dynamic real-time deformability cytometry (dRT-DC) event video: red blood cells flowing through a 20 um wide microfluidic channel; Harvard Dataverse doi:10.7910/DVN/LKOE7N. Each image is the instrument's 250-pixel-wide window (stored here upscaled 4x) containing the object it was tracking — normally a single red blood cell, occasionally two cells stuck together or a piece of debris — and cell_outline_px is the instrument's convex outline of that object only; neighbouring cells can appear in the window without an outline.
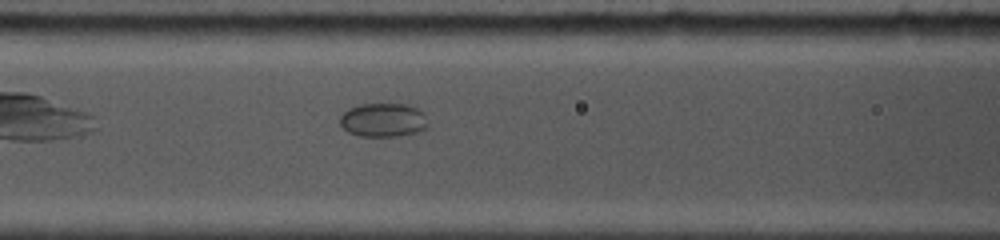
{"species": "common noctule bat (a hibernating species)", "species_latin": "Nyctalus noctula", "temperature_condition": "cold", "stored_images_in_passage": 24, "camera_frame_rate_fps": 5000, "um_per_image_px": 0.085, "animal": {"sex": "female", "body_mass_g": 19.0, "forearm_length_mm": 53.3}, "frame": {"image": 1, "passage_image": 14, "time_ms": 4.4, "image_size_px": [1000, 240], "cell_outline_px": [[428, 128], [420, 132], [396, 136], [360, 136], [348, 132], [340, 124], [340, 116], [348, 108], [360, 104], [408, 104], [424, 112], [428, 124]], "centroid_in_image_um": [32.6, 10.2], "position_along_channel_um": 134.0, "area_um2": 17.51}}
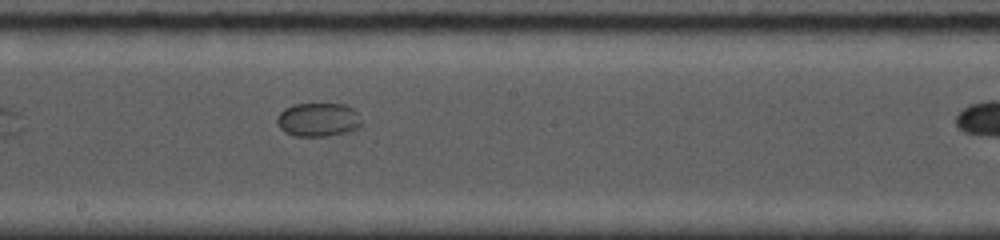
{"frame": {"image": 2, "passage_image": 21, "time_ms": 6.8, "image_size_px": [1000, 240], "cell_outline_px": [[360, 128], [348, 132], [328, 136], [296, 136], [284, 132], [276, 124], [276, 116], [284, 108], [292, 104], [344, 104], [352, 108], [356, 112], [360, 120]], "centroid_in_image_um": [27.0, 10.18], "position_along_channel_um": 221.2, "area_um2": 16.76}}
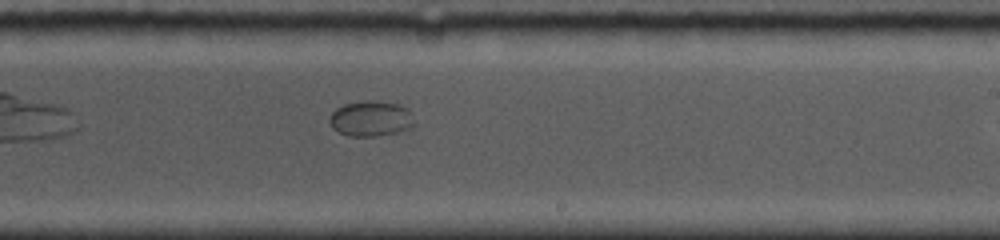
{"frame": {"image": 3, "passage_image": 24, "time_ms": 7.8, "image_size_px": [1000, 240], "cell_outline_px": [[412, 128], [396, 132], [376, 136], [348, 136], [332, 128], [328, 120], [328, 116], [336, 108], [344, 104], [372, 100], [400, 104], [408, 108], [412, 124]], "centroid_in_image_um": [31.47, 10.08], "position_along_channel_um": 257.5, "area_um2": 17.4}}